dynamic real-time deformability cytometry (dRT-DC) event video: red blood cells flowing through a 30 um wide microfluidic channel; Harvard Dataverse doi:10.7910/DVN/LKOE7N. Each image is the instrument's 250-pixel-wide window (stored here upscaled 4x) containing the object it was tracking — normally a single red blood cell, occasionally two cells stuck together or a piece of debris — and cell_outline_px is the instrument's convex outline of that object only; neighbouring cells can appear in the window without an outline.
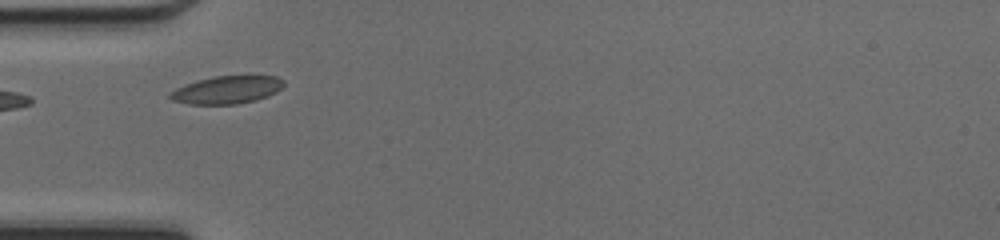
{"species": "common noctule bat (a hibernating species)", "species_latin": "Nyctalus noctula", "temperature_condition": "cold", "stored_images_in_passage": 17, "camera_frame_rate_fps": 3000, "um_per_image_px": 0.085, "animal": {"sex": "female", "body_mass_g": 17.0, "forearm_length_mm": 48.0}, "frame": {"image": 1, "passage_image": 1, "time_ms": 0.0, "image_size_px": [1000, 240], "cell_outline_px": [[284, 84], [276, 92], [268, 96], [256, 100], [236, 104], [188, 104], [172, 100], [168, 96], [168, 92], [184, 84], [196, 80], [216, 76], [276, 76], [284, 80]], "centroid_in_image_um": [19.25, 7.64], "position_along_channel_um": 65.8, "area_um2": 18.44}}